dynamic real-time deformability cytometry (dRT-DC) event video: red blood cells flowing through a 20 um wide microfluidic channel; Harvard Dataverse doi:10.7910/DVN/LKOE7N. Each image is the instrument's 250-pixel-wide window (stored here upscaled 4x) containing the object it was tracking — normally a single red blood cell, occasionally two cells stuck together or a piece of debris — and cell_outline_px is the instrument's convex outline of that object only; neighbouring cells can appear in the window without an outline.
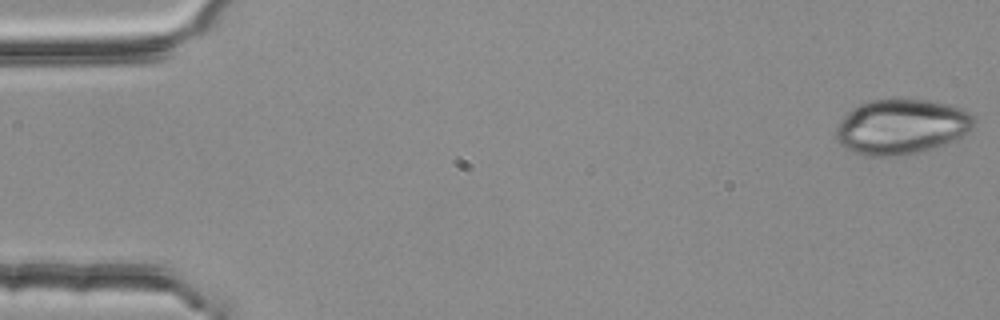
{"species": "common noctule bat (a hibernating species)", "species_latin": "Nyctalus noctula", "temperature_condition": "room temperature", "stored_images_in_passage": 54, "camera_frame_rate_fps": 3000, "um_per_image_px": 0.085, "animal": {"sex": "female", "body_mass_g": 25.1}, "frame": {"image": 1, "passage_image": 1, "time_ms": 0.0, "image_size_px": [1000, 320], "cell_outline_px": [[972, 128], [968, 132], [952, 140], [932, 148], [920, 152], [896, 156], [864, 156], [852, 152], [844, 148], [836, 140], [836, 128], [844, 116], [852, 108], [860, 104], [872, 100], [924, 100], [964, 108], [972, 116]], "centroid_in_image_um": [76.56, 10.79], "position_along_channel_um": 8.4, "area_um2": 43.81}}
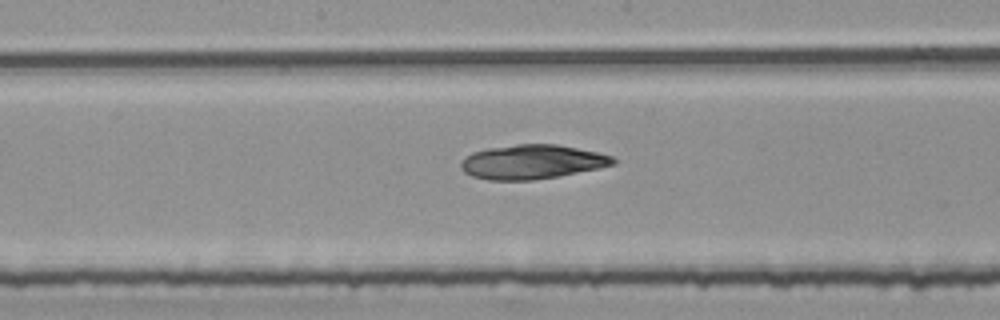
{"frame": {"image": 2, "passage_image": 28, "time_ms": 9.0, "image_size_px": [1000, 320], "cell_outline_px": [[616, 164], [600, 168], [560, 176], [532, 180], [488, 180], [472, 176], [464, 172], [460, 168], [460, 164], [472, 152], [488, 148], [516, 144], [556, 144], [596, 152], [612, 156], [616, 160]], "centroid_in_image_um": [45.23, 13.76], "position_along_channel_um": 203.0, "area_um2": 30.35}}
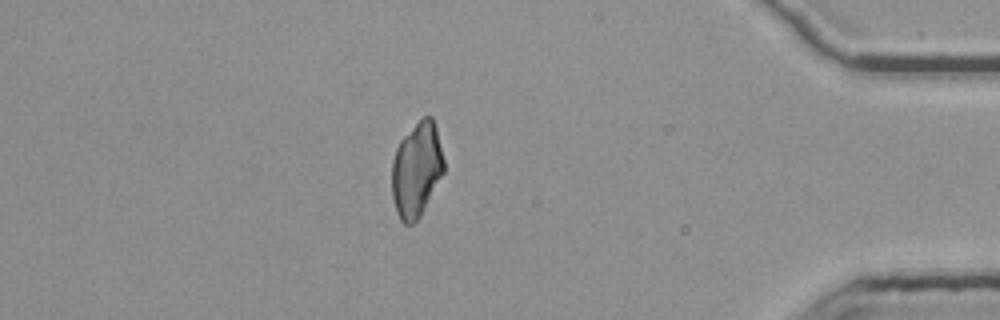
{"frame": {"image": 3, "passage_image": 47, "time_ms": 15.333, "image_size_px": [1000, 320], "cell_outline_px": [[444, 172], [420, 216], [412, 224], [404, 224], [400, 220], [396, 212], [392, 196], [392, 160], [396, 148], [400, 140], [424, 116], [432, 116], [436, 128], [444, 160]], "centroid_in_image_um": [35.4, 14.44], "position_along_channel_um": 399.8, "area_um2": 28.5}}